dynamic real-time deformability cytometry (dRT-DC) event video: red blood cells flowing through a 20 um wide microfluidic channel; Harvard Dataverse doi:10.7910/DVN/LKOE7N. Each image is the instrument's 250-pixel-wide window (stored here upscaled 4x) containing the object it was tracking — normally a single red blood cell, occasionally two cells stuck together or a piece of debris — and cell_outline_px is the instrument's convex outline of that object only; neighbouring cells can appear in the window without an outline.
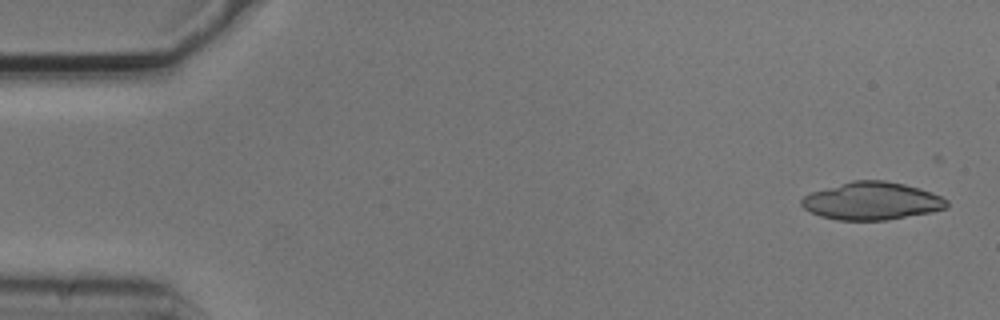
{"species": "common noctule bat (a hibernating species)", "species_latin": "Nyctalus noctula", "temperature_condition": "cold", "stored_images_in_passage": 8, "camera_frame_rate_fps": 3000, "um_per_image_px": 0.085, "animal": {"sex": "male", "body_mass_g": 20.5, "forearm_length_mm": 52.5}, "frame": {"image": 1, "passage_image": 1, "time_ms": 0.0, "image_size_px": [1000, 320], "cell_outline_px": [[948, 208], [932, 212], [888, 220], [836, 220], [820, 216], [804, 208], [800, 204], [800, 200], [804, 196], [812, 192], [852, 180], [884, 180], [904, 184], [920, 188], [932, 192], [948, 200]], "centroid_in_image_um": [74.13, 17.09], "position_along_channel_um": 10.9, "area_um2": 32.02}}
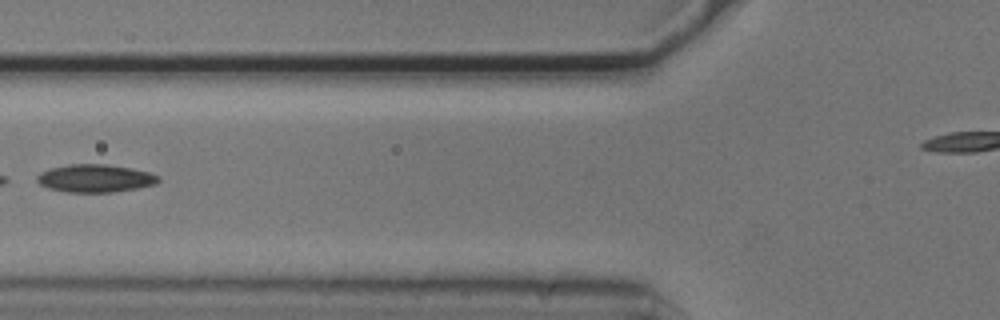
{"frame": {"image": 2, "passage_image": 6, "time_ms": 1.667, "image_size_px": [1000, 320], "cell_outline_px": [[160, 180], [156, 184], [136, 188], [112, 192], [68, 192], [48, 188], [40, 184], [36, 180], [36, 176], [40, 172], [52, 168], [68, 164], [108, 164], [132, 168], [148, 172], [160, 176]], "centroid_in_image_um": [8.09, 15.15], "position_along_channel_um": 117.7, "area_um2": 19.71}}
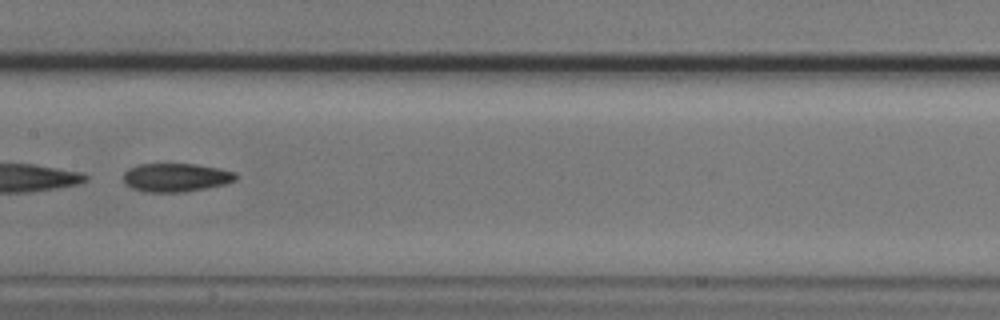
{"frame": {"image": 3, "passage_image": 8, "time_ms": 2.333, "image_size_px": [1000, 320], "cell_outline_px": [[240, 176], [236, 180], [228, 184], [184, 192], [144, 192], [132, 188], [124, 184], [124, 172], [128, 168], [140, 164], [196, 164], [220, 168], [236, 172]], "centroid_in_image_um": [15.0, 15.09], "position_along_channel_um": 192.4, "area_um2": 19.02}}